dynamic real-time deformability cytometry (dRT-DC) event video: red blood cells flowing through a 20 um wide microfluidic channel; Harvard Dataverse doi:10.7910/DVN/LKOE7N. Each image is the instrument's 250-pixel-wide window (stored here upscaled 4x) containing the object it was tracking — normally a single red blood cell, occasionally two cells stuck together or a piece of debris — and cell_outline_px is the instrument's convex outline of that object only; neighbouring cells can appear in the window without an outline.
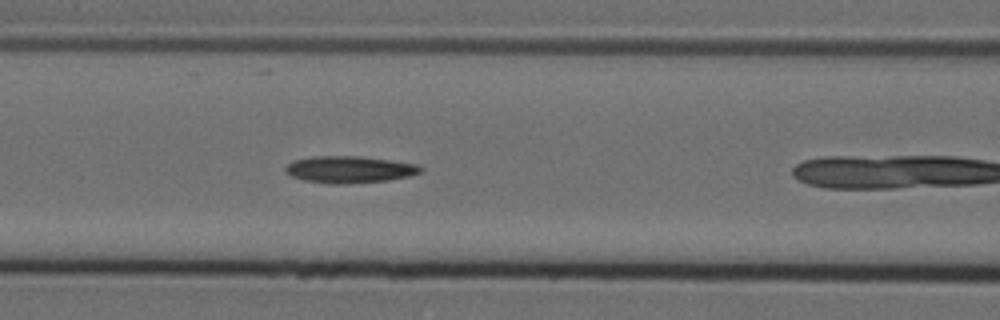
{"species": "Egyptian fruit bat (a non-hibernating species)", "species_latin": "Rousettus aegyptiacus", "temperature_condition": "cold", "stored_images_in_passage": 10, "camera_frame_rate_fps": 3000, "um_per_image_px": 0.085, "animal": {"sex": "female"}, "frame": {"image": 1, "passage_image": 9, "time_ms": 2.667, "image_size_px": [1000, 320], "cell_outline_px": [[424, 168], [420, 172], [408, 176], [388, 180], [348, 184], [332, 184], [304, 180], [292, 176], [284, 172], [284, 168], [292, 160], [312, 156], [360, 156], [416, 164]], "centroid_in_image_um": [29.65, 14.4], "position_along_channel_um": 136.9, "area_um2": 21.15}}